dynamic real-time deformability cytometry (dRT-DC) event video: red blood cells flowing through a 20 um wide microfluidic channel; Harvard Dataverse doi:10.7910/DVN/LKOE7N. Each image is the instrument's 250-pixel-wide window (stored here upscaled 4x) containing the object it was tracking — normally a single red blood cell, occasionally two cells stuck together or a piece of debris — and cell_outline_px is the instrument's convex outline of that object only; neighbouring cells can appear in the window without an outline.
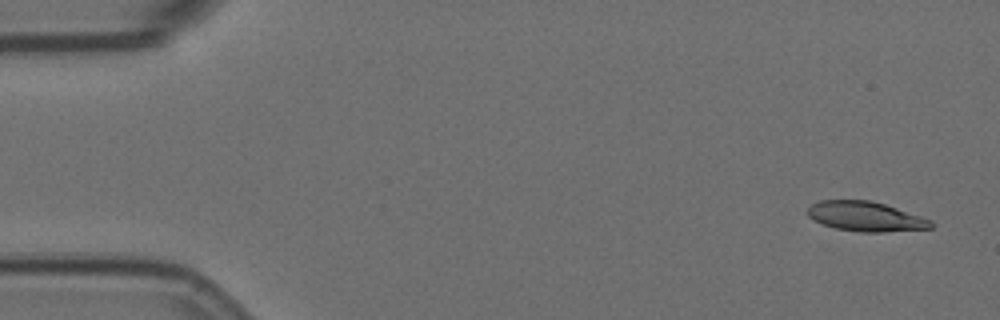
{"species": "Egyptian fruit bat (a non-hibernating species)", "species_latin": "Rousettus aegyptiacus", "temperature_condition": "room temperature", "stored_images_in_passage": 2, "camera_frame_rate_fps": 3000, "um_per_image_px": 0.085, "animal": {"sex": "female"}, "frame": {"image": 1, "passage_image": 1, "time_ms": 0.0, "image_size_px": [1000, 320], "cell_outline_px": [[932, 228], [884, 232], [860, 232], [836, 228], [812, 220], [808, 216], [808, 208], [812, 204], [820, 200], [872, 200], [932, 220]], "centroid_in_image_um": [73.56, 18.4], "position_along_channel_um": 11.4, "area_um2": 21.21}}
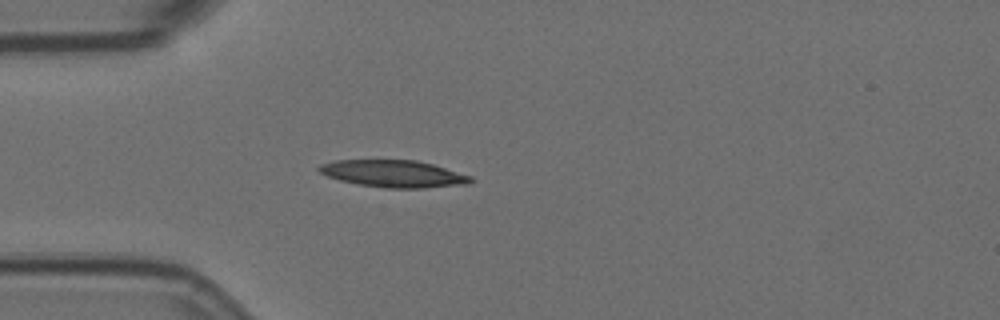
{"frame": {"image": 2, "passage_image": 2, "time_ms": 0.333, "image_size_px": [1000, 320], "cell_outline_px": [[476, 180], [468, 184], [424, 188], [384, 188], [360, 184], [340, 180], [328, 176], [320, 172], [316, 168], [320, 164], [336, 160], [416, 160], [432, 164], [472, 176]], "centroid_in_image_um": [33.48, 14.77], "position_along_channel_um": 51.5, "area_um2": 23.93}}